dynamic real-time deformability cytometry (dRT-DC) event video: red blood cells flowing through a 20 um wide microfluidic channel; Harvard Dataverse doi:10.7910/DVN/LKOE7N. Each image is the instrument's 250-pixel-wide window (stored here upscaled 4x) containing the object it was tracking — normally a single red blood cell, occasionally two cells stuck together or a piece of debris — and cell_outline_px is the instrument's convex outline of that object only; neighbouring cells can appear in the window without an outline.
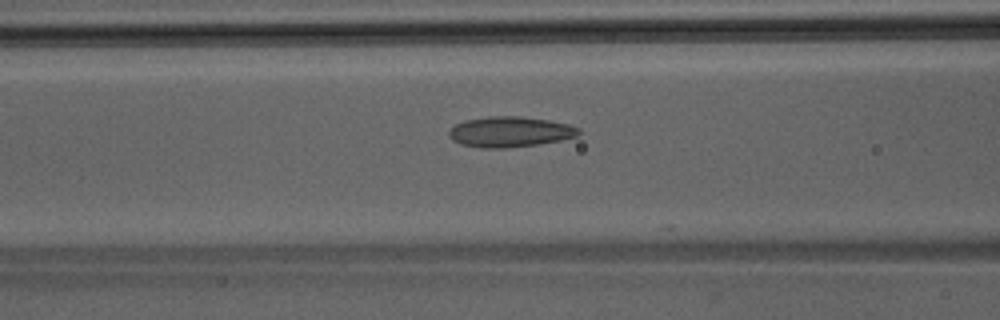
{"species": "Egyptian fruit bat (a non-hibernating species)", "species_latin": "Rousettus aegyptiacus", "temperature_condition": "room temperature", "stored_images_in_passage": 42, "camera_frame_rate_fps": 3000, "um_per_image_px": 0.085, "animal": {"sex": "male"}, "frame": {"image": 1, "passage_image": 16, "time_ms": 5.0, "image_size_px": [1000, 320], "cell_outline_px": [[580, 132], [576, 136], [560, 140], [540, 144], [508, 148], [480, 148], [460, 144], [452, 140], [448, 136], [448, 132], [456, 124], [464, 120], [488, 116], [520, 116], [548, 120], [568, 124], [580, 128]], "centroid_in_image_um": [43.32, 11.21], "position_along_channel_um": 123.3, "area_um2": 23.18}}
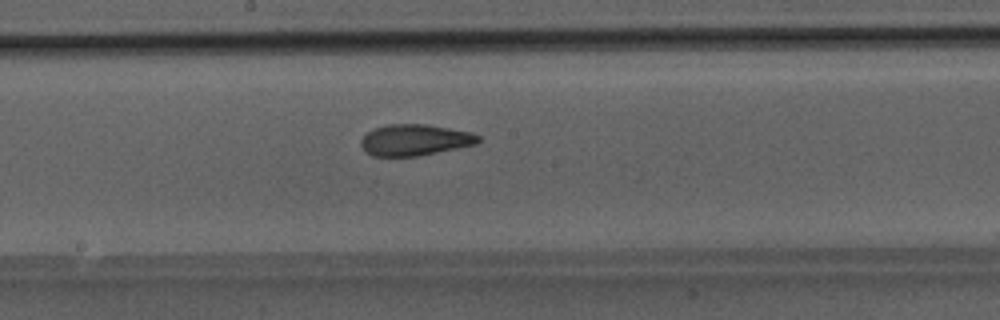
{"frame": {"image": 2, "passage_image": 22, "time_ms": 7.0, "image_size_px": [1000, 320], "cell_outline_px": [[480, 140], [476, 144], [416, 156], [372, 156], [364, 152], [360, 144], [360, 140], [368, 132], [376, 128], [388, 124], [428, 124], [472, 132], [480, 136]], "centroid_in_image_um": [35.24, 11.89], "position_along_channel_um": 213.0, "area_um2": 21.33}}
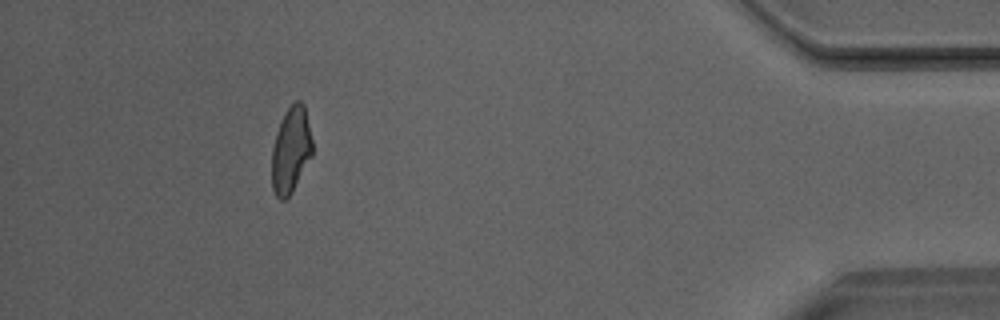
{"frame": {"image": 3, "passage_image": 39, "time_ms": 12.667, "image_size_px": [1000, 320], "cell_outline_px": [[312, 156], [292, 192], [284, 200], [280, 200], [276, 196], [272, 188], [272, 148], [276, 132], [284, 112], [296, 100], [300, 100], [304, 104], [312, 140]], "centroid_in_image_um": [24.72, 12.75], "position_along_channel_um": 410.5, "area_um2": 20.35}}